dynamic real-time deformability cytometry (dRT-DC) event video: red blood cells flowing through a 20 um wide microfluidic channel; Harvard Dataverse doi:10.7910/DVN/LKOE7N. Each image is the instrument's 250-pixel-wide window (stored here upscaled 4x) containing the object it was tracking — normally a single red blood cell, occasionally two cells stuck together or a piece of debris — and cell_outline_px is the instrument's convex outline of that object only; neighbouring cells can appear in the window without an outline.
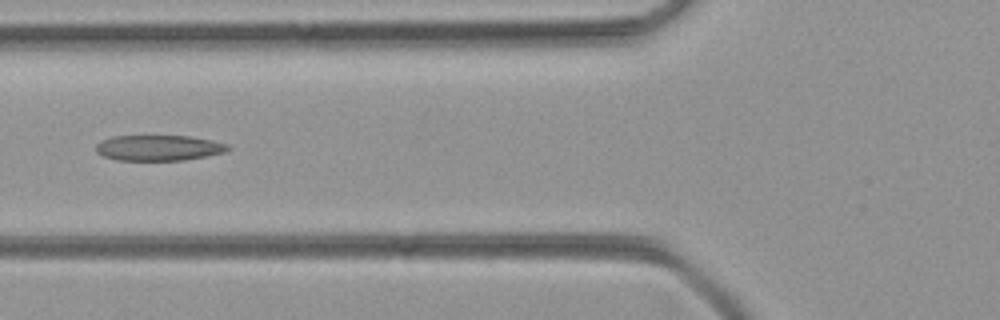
{"species": "common noctule bat (a hibernating species)", "species_latin": "Nyctalus noctula", "temperature_condition": "room temperature", "stored_images_in_passage": 6, "camera_frame_rate_fps": 3000, "um_per_image_px": 0.085, "animal": {"sex": "female", "body_mass_g": 21.9}, "frame": {"image": 1, "passage_image": 6, "time_ms": 1.667, "image_size_px": [1000, 320], "cell_outline_px": [[232, 148], [224, 152], [184, 160], [116, 160], [104, 156], [96, 152], [96, 144], [100, 140], [112, 136], [188, 136], [212, 140], [228, 144]], "centroid_in_image_um": [13.47, 12.56], "position_along_channel_um": 112.3, "area_um2": 19.65}}